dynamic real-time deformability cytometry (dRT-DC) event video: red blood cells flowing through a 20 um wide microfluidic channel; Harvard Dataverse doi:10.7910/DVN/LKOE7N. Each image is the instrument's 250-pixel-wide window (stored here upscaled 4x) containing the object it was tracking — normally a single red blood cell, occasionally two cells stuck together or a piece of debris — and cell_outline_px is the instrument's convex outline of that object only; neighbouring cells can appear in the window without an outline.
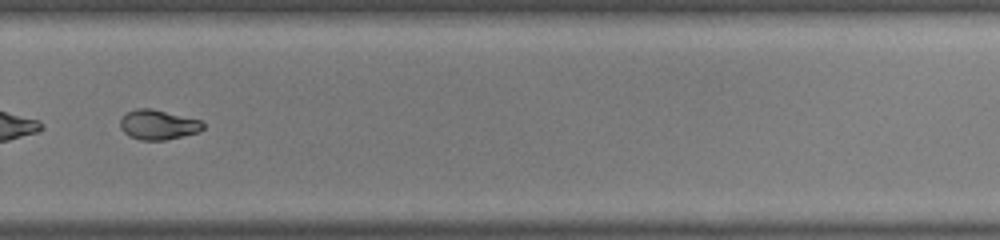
{"species": "common noctule bat (a hibernating species)", "species_latin": "Nyctalus noctula", "temperature_condition": "warm", "stored_images_in_passage": 51, "camera_frame_rate_fps": 3000, "um_per_image_px": 0.085, "animal": {"sex": "male", "body_mass_g": 19.0, "forearm_length_mm": 50.8}, "frame": {"image": 1, "passage_image": 37, "time_ms": 12.0, "image_size_px": [1000, 240], "cell_outline_px": [[204, 128], [200, 132], [164, 140], [140, 140], [128, 136], [120, 128], [120, 116], [136, 108], [152, 108], [200, 120], [204, 124]], "centroid_in_image_um": [13.41, 10.6], "position_along_channel_um": 316.4, "area_um2": 14.51}, "authors_computed_cell_mechanics": {"area_um2": 17.8024, "velocity_mm_per_s": 3.8956, "shape_relaxation_time_tau1_ms": null, "shape_relaxation_time_tau2_ms": 2.5908, "deformation_change_tau1": null, "deformation_change_tau2": 0.0526}}